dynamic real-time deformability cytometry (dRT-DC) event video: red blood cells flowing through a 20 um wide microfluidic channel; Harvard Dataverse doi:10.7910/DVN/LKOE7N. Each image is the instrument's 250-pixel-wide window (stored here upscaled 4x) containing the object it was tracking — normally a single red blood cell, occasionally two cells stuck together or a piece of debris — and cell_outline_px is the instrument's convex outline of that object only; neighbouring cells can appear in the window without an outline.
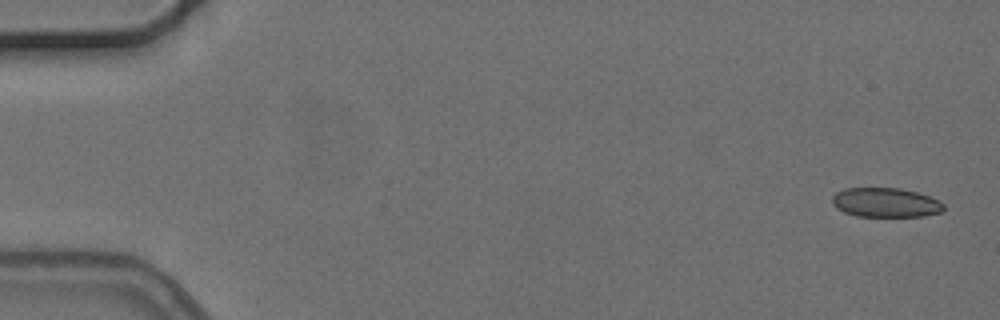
{"species": "common noctule bat (a hibernating species)", "species_latin": "Nyctalus noctula", "temperature_condition": "cold", "stored_images_in_passage": 5, "camera_frame_rate_fps": 3000, "um_per_image_px": 0.085, "animal": {"sex": "female", "body_mass_g": 24.6, "forearm_length_mm": 56.2}, "frame": {"image": 1, "passage_image": 1, "time_ms": 0.0, "image_size_px": [1000, 320], "cell_outline_px": [[944, 208], [940, 212], [924, 216], [856, 216], [844, 212], [836, 208], [832, 204], [832, 196], [836, 192], [844, 188], [900, 188], [916, 192], [940, 200], [944, 204]], "centroid_in_image_um": [75.25, 17.21], "position_along_channel_um": 9.7, "area_um2": 19.13}}
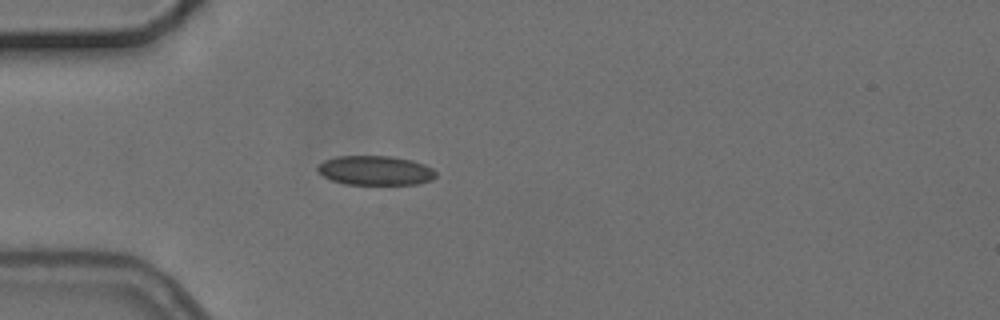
{"frame": {"image": 2, "passage_image": 5, "time_ms": 4.667, "image_size_px": [1000, 320], "cell_outline_px": [[436, 176], [432, 180], [416, 184], [344, 184], [332, 180], [324, 176], [316, 168], [324, 160], [336, 156], [392, 156], [412, 160], [424, 164], [432, 168], [436, 172]], "centroid_in_image_um": [31.92, 14.48], "position_along_channel_um": 53.1, "area_um2": 20.23}}